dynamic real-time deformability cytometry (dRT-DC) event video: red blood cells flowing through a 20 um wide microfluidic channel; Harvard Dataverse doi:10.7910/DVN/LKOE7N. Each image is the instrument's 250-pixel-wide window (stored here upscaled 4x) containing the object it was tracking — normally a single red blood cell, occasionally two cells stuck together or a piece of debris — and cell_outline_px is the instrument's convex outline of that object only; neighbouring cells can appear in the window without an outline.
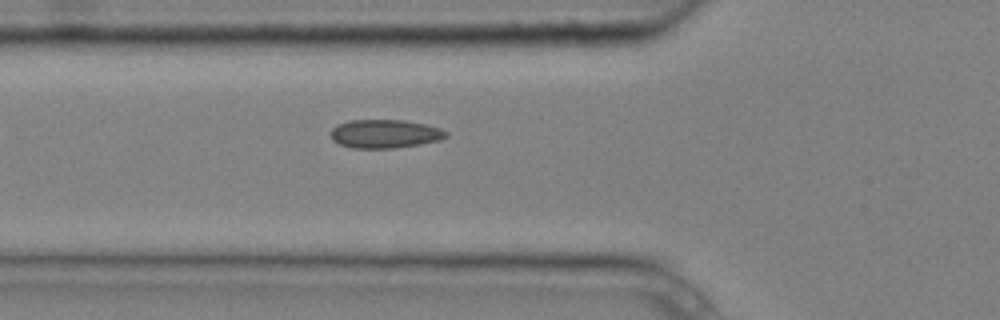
{"species": "common noctule bat (a hibernating species)", "species_latin": "Nyctalus noctula", "temperature_condition": "cold", "stored_images_in_passage": 3, "camera_frame_rate_fps": 3000, "um_per_image_px": 0.085, "animal": {"sex": "male", "body_mass_g": 20.4}, "frame": {"image": 1, "passage_image": 3, "time_ms": 0.667, "image_size_px": [1000, 320], "cell_outline_px": [[448, 136], [440, 140], [420, 144], [392, 148], [352, 148], [340, 144], [332, 140], [332, 128], [336, 124], [348, 120], [404, 120], [424, 124], [440, 128], [448, 132]], "centroid_in_image_um": [32.71, 11.37], "position_along_channel_um": 93.1, "area_um2": 19.19}}